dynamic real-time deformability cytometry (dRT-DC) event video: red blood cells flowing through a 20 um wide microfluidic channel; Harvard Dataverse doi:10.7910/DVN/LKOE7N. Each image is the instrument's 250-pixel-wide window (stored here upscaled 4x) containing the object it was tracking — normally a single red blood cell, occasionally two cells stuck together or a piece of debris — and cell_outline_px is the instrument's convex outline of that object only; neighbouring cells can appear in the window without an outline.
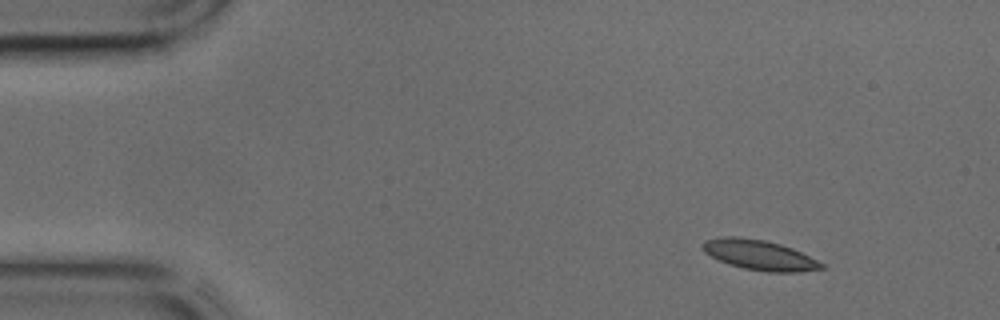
{"species": "common noctule bat (a hibernating species)", "species_latin": "Nyctalus noctula", "temperature_condition": "cold", "stored_images_in_passage": 15, "camera_frame_rate_fps": 3000, "um_per_image_px": 0.085, "animal": {"sex": "male", "body_mass_g": 17.9, "forearm_length_mm": 54.2}, "frame": {"image": 1, "passage_image": 1, "time_ms": 0.0, "image_size_px": [1000, 320], "cell_outline_px": [[824, 268], [800, 272], [768, 272], [744, 268], [720, 260], [704, 252], [700, 244], [704, 240], [724, 236], [736, 236], [764, 240], [780, 244], [792, 248], [824, 264]], "centroid_in_image_um": [64.53, 21.66], "position_along_channel_um": 20.5, "area_um2": 20.58}}
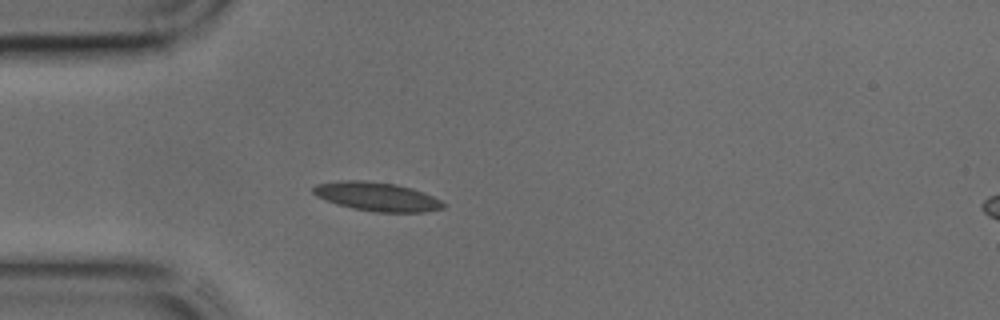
{"frame": {"image": 2, "passage_image": 8, "time_ms": 2.333, "image_size_px": [1000, 320], "cell_outline_px": [[448, 204], [444, 208], [424, 212], [376, 212], [352, 208], [336, 204], [316, 196], [312, 192], [312, 188], [316, 184], [340, 180], [364, 180], [396, 184], [412, 188], [432, 196]], "centroid_in_image_um": [32.03, 16.71], "position_along_channel_um": 53.0, "area_um2": 21.96}}